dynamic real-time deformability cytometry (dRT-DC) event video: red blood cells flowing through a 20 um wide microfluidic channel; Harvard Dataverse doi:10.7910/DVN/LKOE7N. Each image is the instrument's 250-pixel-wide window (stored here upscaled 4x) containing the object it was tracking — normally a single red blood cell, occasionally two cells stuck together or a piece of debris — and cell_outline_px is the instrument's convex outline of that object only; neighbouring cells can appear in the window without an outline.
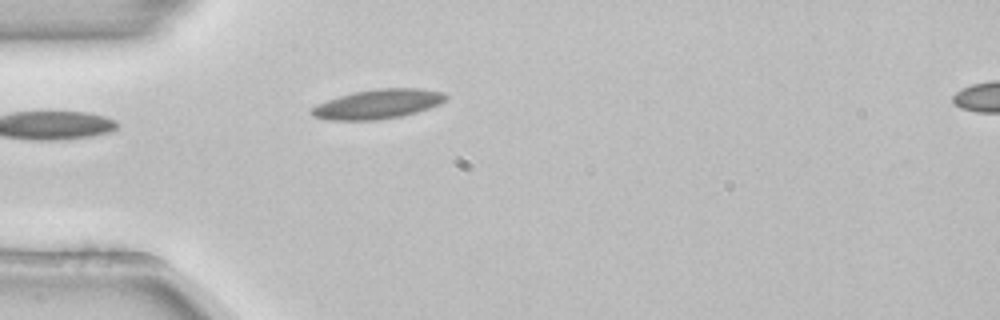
{"species": "common noctule bat (a hibernating species)", "species_latin": "Nyctalus noctula", "temperature_condition": "room temperature", "stored_images_in_passage": 2, "segment_of_instrument_passage": [1, 2], "camera_frame_rate_fps": 3000, "um_per_image_px": 0.085, "animal": {"sex": "female", "body_mass_g": 22.7, "forearm_length_mm": 54.2}, "frame": {"image": 1, "passage_image": 1, "time_ms": 0.0, "image_size_px": [1000, 320], "cell_outline_px": [[448, 96], [440, 104], [416, 112], [400, 116], [376, 120], [328, 120], [312, 116], [308, 112], [308, 108], [316, 104], [352, 92], [376, 88], [420, 88], [444, 92]], "centroid_in_image_um": [32.07, 8.84], "position_along_channel_um": 52.9, "area_um2": 23.18}}